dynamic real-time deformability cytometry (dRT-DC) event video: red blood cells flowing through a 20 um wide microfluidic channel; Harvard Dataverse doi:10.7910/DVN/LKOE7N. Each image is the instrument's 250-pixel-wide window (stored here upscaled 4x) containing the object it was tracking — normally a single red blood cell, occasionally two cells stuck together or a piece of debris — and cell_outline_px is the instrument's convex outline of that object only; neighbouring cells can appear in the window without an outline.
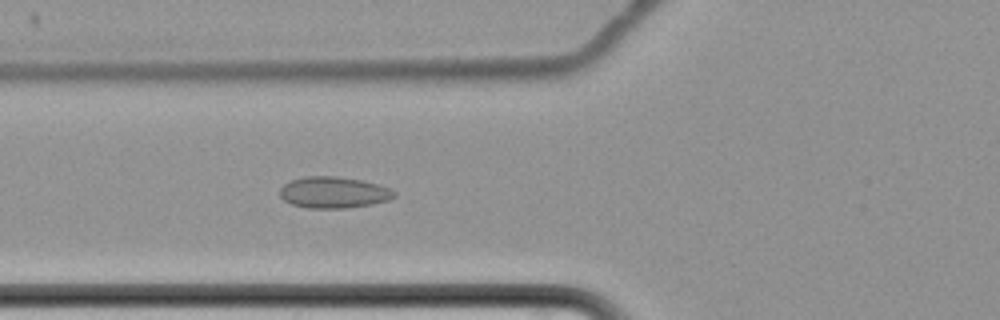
{"species": "common noctule bat (a hibernating species)", "species_latin": "Nyctalus noctula", "temperature_condition": "cold", "stored_images_in_passage": 4, "camera_frame_rate_fps": 3000, "um_per_image_px": 0.085, "animal": {"sex": "female", "body_mass_g": 22.7, "forearm_length_mm": 54.2}, "frame": {"image": 1, "passage_image": 4, "time_ms": 4.333, "image_size_px": [1000, 320], "cell_outline_px": [[396, 196], [388, 200], [372, 204], [344, 208], [308, 208], [292, 204], [284, 200], [280, 196], [280, 188], [284, 184], [292, 180], [304, 176], [336, 176], [360, 180], [376, 184], [388, 188], [396, 192]], "centroid_in_image_um": [28.34, 16.36], "position_along_channel_um": 97.5, "area_um2": 20.75}}